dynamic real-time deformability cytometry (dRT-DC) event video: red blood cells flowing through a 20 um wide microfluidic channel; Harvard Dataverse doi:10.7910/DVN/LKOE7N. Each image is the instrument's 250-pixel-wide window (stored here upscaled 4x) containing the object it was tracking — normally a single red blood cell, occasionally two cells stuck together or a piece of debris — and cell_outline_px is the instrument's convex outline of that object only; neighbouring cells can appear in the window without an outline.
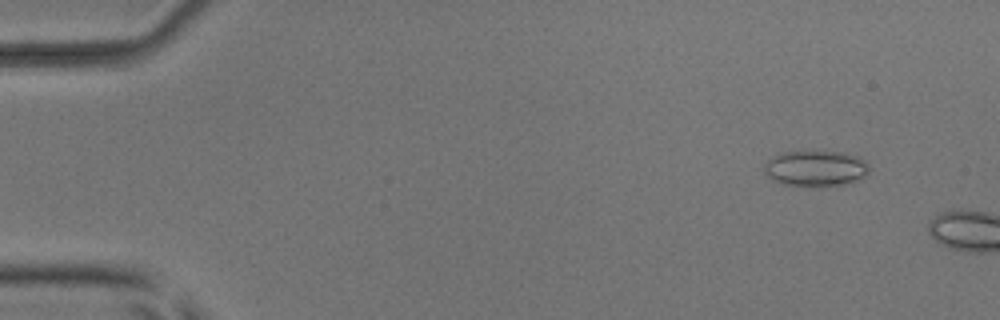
{"species": "common noctule bat (a hibernating species)", "species_latin": "Nyctalus noctula", "temperature_condition": "room temperature", "stored_images_in_passage": 3, "camera_frame_rate_fps": 3000, "um_per_image_px": 0.085, "animal": {"sex": "male", "body_mass_g": 17.9, "forearm_length_mm": 54.2}, "frame": {"image": 1, "passage_image": 2, "time_ms": 0.333, "image_size_px": [1000, 320], "cell_outline_px": [[868, 172], [860, 180], [852, 184], [812, 188], [784, 184], [772, 180], [764, 172], [764, 164], [772, 156], [780, 152], [844, 152], [860, 156], [868, 164]], "centroid_in_image_um": [69.35, 14.35], "position_along_channel_um": 15.6, "area_um2": 22.54}}